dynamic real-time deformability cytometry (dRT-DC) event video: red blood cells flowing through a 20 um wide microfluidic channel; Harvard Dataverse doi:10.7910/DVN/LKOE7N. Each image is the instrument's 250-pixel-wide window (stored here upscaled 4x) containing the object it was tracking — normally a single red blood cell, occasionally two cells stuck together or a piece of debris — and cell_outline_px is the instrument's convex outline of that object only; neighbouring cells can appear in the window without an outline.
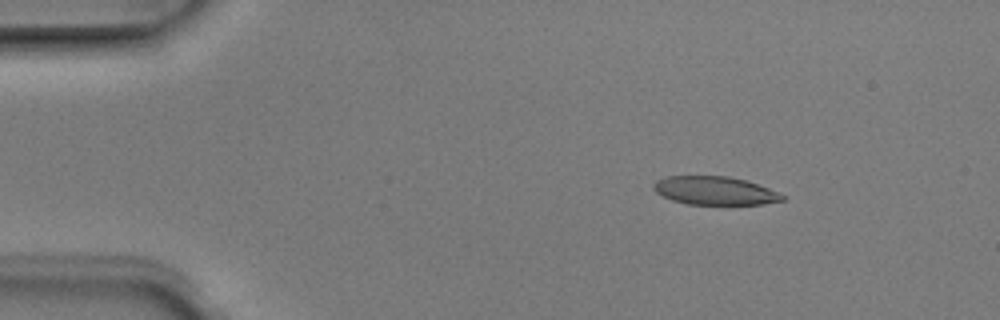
{"species": "Egyptian fruit bat (a non-hibernating species)", "species_latin": "Rousettus aegyptiacus", "temperature_condition": "room temperature", "stored_images_in_passage": 5, "camera_frame_rate_fps": 3000, "um_per_image_px": 0.085, "animal": {"sex": "male"}, "frame": {"image": 1, "passage_image": 3, "time_ms": 0.667, "image_size_px": [1000, 320], "cell_outline_px": [[784, 200], [764, 204], [688, 204], [672, 200], [656, 192], [652, 188], [652, 184], [656, 180], [668, 176], [728, 176], [744, 180], [768, 188], [784, 196]], "centroid_in_image_um": [60.71, 16.2], "position_along_channel_um": 24.3, "area_um2": 21.04}}